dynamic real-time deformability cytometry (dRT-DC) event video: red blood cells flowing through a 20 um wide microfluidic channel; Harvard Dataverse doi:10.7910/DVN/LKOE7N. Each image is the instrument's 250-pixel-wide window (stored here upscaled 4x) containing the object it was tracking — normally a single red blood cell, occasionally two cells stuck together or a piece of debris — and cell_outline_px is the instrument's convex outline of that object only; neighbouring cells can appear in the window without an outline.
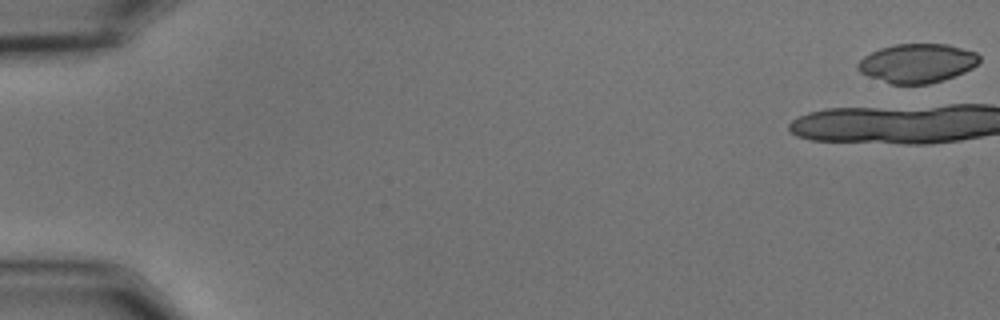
{"species": "common noctule bat (a hibernating species)", "species_latin": "Nyctalus noctula", "temperature_condition": "cold", "stored_images_in_passage": 43, "camera_frame_rate_fps": 3000, "um_per_image_px": 0.085, "animal": {"sex": "male", "body_mass_g": 15.6}, "frame": {"image": 1, "passage_image": 1, "time_ms": 0.0, "image_size_px": [1000, 320], "cell_outline_px": [[980, 60], [972, 68], [964, 72], [944, 80], [928, 84], [892, 84], [868, 76], [860, 72], [856, 68], [856, 64], [864, 56], [880, 48], [896, 44], [948, 44], [976, 52], [980, 56]], "centroid_in_image_um": [77.96, 5.37], "position_along_channel_um": 7.0, "area_um2": 27.63}}
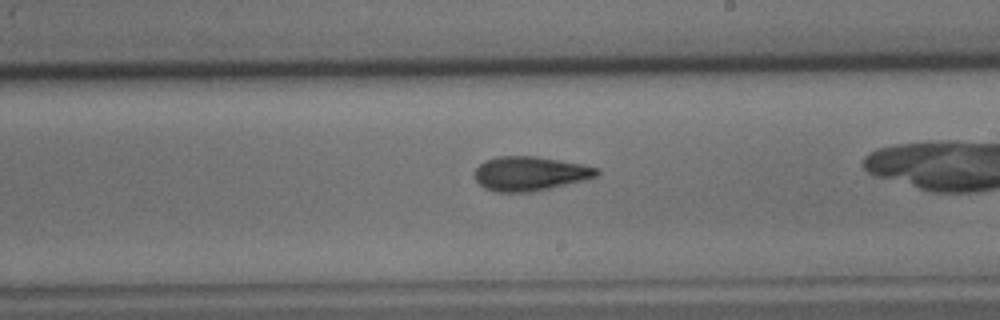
{"frame": {"image": 2, "passage_image": 31, "time_ms": 10.0, "image_size_px": [1000, 320], "cell_outline_px": [[600, 172], [596, 176], [548, 188], [528, 192], [496, 192], [484, 188], [476, 180], [476, 168], [484, 160], [496, 156], [536, 156], [580, 164], [600, 168]], "centroid_in_image_um": [45.0, 14.74], "position_along_channel_um": 244.0, "area_um2": 23.99}}
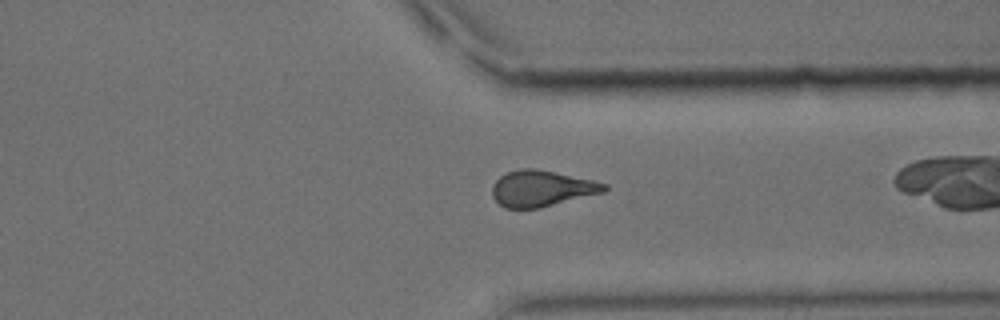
{"frame": {"image": 3, "passage_image": 41, "time_ms": 13.333, "image_size_px": [1000, 320], "cell_outline_px": [[608, 188], [604, 192], [536, 208], [504, 208], [492, 196], [492, 184], [500, 176], [508, 172], [520, 168], [536, 168], [556, 172], [592, 180], [608, 184]], "centroid_in_image_um": [46.02, 16.0], "position_along_channel_um": 365.4, "area_um2": 23.35}}